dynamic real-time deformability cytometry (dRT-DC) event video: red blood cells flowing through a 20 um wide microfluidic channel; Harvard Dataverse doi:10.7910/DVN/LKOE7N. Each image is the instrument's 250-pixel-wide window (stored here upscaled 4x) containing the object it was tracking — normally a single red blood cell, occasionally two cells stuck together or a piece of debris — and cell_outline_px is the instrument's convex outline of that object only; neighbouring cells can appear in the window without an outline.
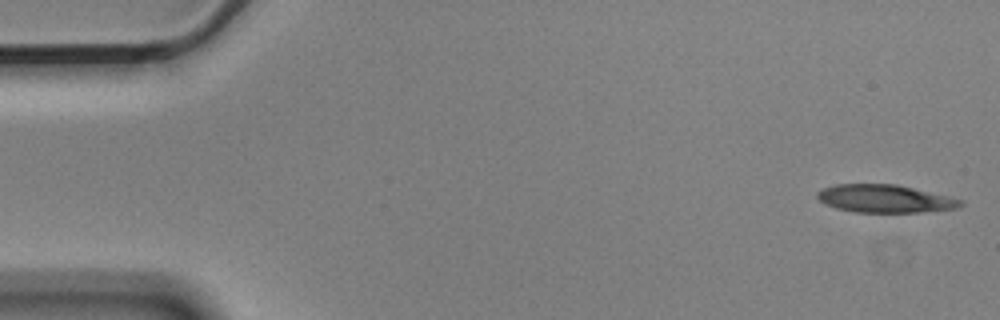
{"species": "Egyptian fruit bat (a non-hibernating species)", "species_latin": "Rousettus aegyptiacus", "temperature_condition": "cold", "stored_images_in_passage": 55, "camera_frame_rate_fps": 3000, "um_per_image_px": 0.085, "animal": {"sex": "male"}, "frame": {"image": 1, "passage_image": 1, "time_ms": 0.0, "image_size_px": [1000, 320], "cell_outline_px": [[964, 204], [960, 208], [920, 212], [856, 212], [836, 208], [824, 204], [816, 196], [816, 192], [824, 188], [836, 184], [896, 184], [948, 196], [964, 200]], "centroid_in_image_um": [75.23, 16.89], "position_along_channel_um": 9.8, "area_um2": 23.29}}
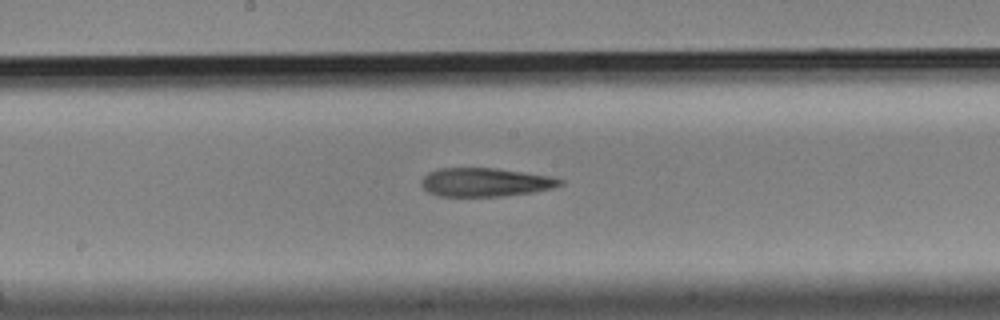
{"frame": {"image": 2, "passage_image": 28, "time_ms": 9.0, "image_size_px": [1000, 320], "cell_outline_px": [[564, 184], [552, 188], [532, 192], [504, 196], [436, 196], [428, 192], [420, 184], [420, 180], [428, 172], [436, 168], [496, 168], [552, 176], [564, 180]], "centroid_in_image_um": [41.23, 15.48], "position_along_channel_um": 207.0, "area_um2": 23.35}}
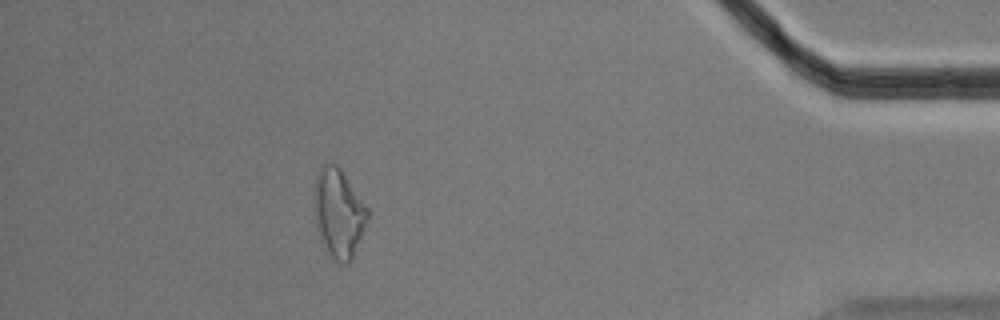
{"frame": {"image": 3, "passage_image": 49, "time_ms": 16.0, "image_size_px": [1000, 320], "cell_outline_px": [[368, 216], [352, 260], [348, 264], [344, 264], [328, 256], [320, 240], [312, 208], [312, 200], [316, 176], [320, 168], [324, 164], [332, 160], [340, 168], [368, 208]], "centroid_in_image_um": [28.73, 18.11], "position_along_channel_um": 406.5, "area_um2": 27.98}, "authors_computed_cell_mechanics": {"area_um2": 24.1604, "velocity_mm_per_s": 3.5541, "shape_relaxation_time_tau1_ms": null, "shape_relaxation_time_tau2_ms": 4.2437, "deformation_change_tau1": null, "deformation_change_tau2": 0.1785}}